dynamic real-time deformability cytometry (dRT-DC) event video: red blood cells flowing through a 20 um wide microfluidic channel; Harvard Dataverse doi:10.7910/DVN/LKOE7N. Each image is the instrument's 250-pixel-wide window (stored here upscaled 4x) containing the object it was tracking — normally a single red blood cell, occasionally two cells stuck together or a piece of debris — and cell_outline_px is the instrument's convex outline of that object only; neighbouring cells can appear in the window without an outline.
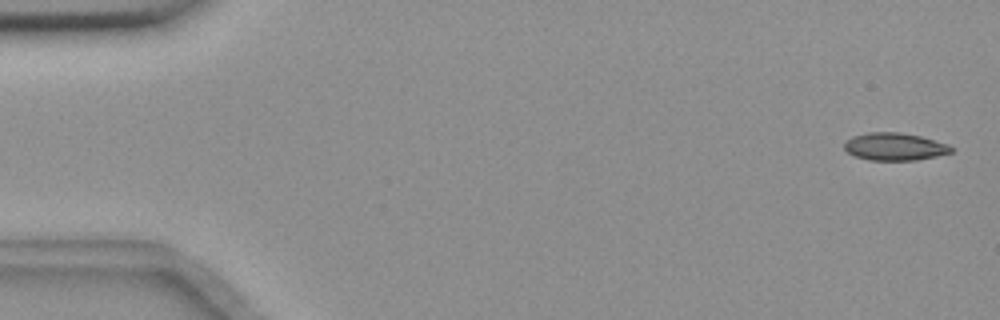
{"species": "common noctule bat (a hibernating species)", "species_latin": "Nyctalus noctula", "temperature_condition": "room temperature", "stored_images_in_passage": 56, "camera_frame_rate_fps": 3000, "um_per_image_px": 0.085, "animal": {"sex": "female", "body_mass_g": 18.4}, "frame": {"image": 1, "passage_image": 2, "time_ms": 0.333, "image_size_px": [1000, 320], "cell_outline_px": [[952, 152], [936, 156], [916, 160], [868, 160], [856, 156], [848, 152], [844, 148], [844, 144], [852, 136], [868, 132], [900, 132], [920, 136], [948, 144], [952, 148]], "centroid_in_image_um": [76.04, 12.46], "position_along_channel_um": 9.0, "area_um2": 17.05}}
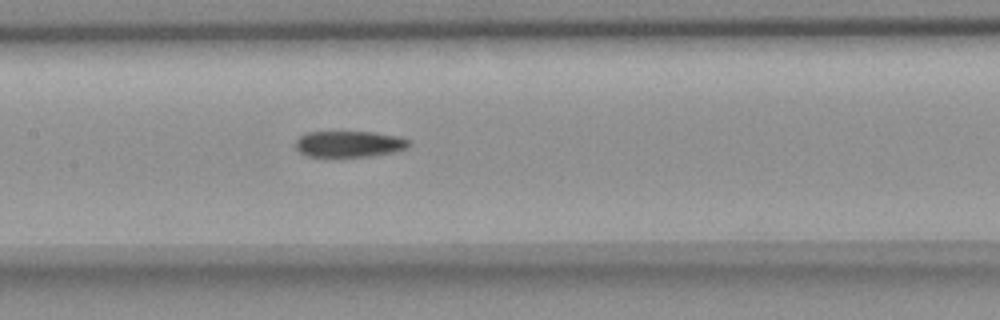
{"frame": {"image": 2, "passage_image": 27, "time_ms": 8.667, "image_size_px": [1000, 320], "cell_outline_px": [[412, 144], [408, 148], [392, 152], [368, 156], [308, 156], [300, 152], [296, 148], [296, 140], [300, 136], [308, 132], [376, 132], [400, 136], [412, 140]], "centroid_in_image_um": [29.75, 12.22], "position_along_channel_um": 177.6, "area_um2": 17.34}}
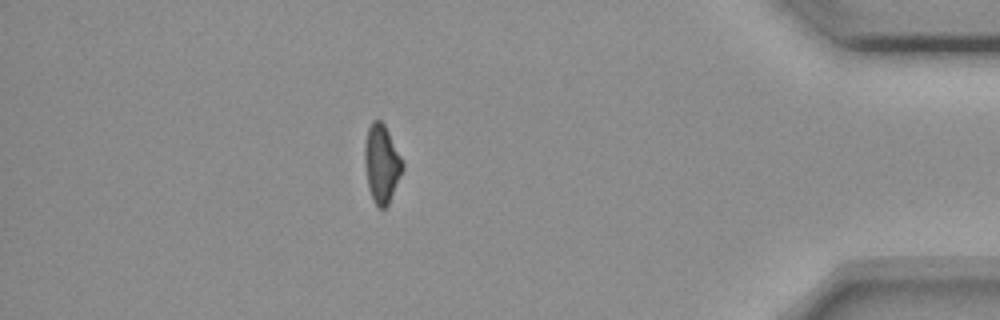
{"frame": {"image": 3, "passage_image": 49, "time_ms": 16.0, "image_size_px": [1000, 320], "cell_outline_px": [[404, 168], [388, 204], [384, 208], [380, 208], [376, 204], [368, 188], [364, 160], [364, 144], [368, 128], [372, 120], [380, 120], [384, 124], [404, 160]], "centroid_in_image_um": [32.45, 13.87], "position_along_channel_um": 402.8, "area_um2": 17.28}}